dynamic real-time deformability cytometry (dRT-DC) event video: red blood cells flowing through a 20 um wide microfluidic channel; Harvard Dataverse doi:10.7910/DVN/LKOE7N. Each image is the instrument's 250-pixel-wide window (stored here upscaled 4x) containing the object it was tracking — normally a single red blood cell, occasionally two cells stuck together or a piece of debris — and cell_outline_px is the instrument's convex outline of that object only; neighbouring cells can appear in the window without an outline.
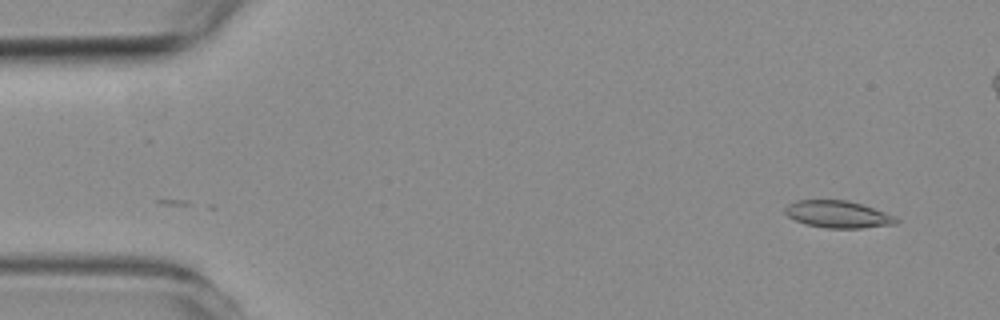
{"species": "common noctule bat (a hibernating species)", "species_latin": "Nyctalus noctula", "temperature_condition": "room temperature", "stored_images_in_passage": 3, "camera_frame_rate_fps": 3000, "um_per_image_px": 0.085, "animal": {"sex": "female", "body_mass_g": 19.3, "forearm_length_mm": 54.1}, "frame": {"image": 1, "passage_image": 3, "time_ms": 2.0, "image_size_px": [1000, 320], "cell_outline_px": [[900, 220], [896, 224], [860, 228], [828, 228], [804, 224], [788, 216], [784, 212], [784, 208], [788, 204], [796, 200], [848, 200], [896, 216]], "centroid_in_image_um": [71.21, 18.22], "position_along_channel_um": 13.8, "area_um2": 17.51}}